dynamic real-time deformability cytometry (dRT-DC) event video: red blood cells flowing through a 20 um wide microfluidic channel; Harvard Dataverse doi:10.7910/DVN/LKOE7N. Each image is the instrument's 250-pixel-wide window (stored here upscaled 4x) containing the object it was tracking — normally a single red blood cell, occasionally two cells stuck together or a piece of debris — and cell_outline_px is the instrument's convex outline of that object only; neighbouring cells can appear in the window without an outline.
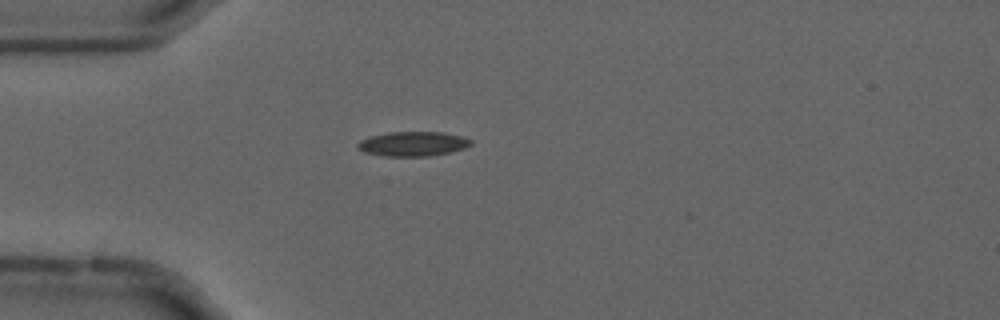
{"species": "common noctule bat (a hibernating species)", "species_latin": "Nyctalus noctula", "temperature_condition": "cold", "stored_images_in_passage": 55, "camera_frame_rate_fps": 3000, "um_per_image_px": 0.085, "animal": {"sex": "male", "forearm_length_mm": 52.5}, "frame": {"image": 1, "passage_image": 15, "time_ms": 4.667, "image_size_px": [1000, 320], "cell_outline_px": [[472, 144], [464, 148], [452, 152], [432, 156], [384, 156], [364, 152], [356, 148], [356, 144], [360, 140], [372, 136], [388, 132], [440, 132], [460, 136], [472, 140]], "centroid_in_image_um": [35.08, 12.23], "position_along_channel_um": 49.9, "area_um2": 16.24}}
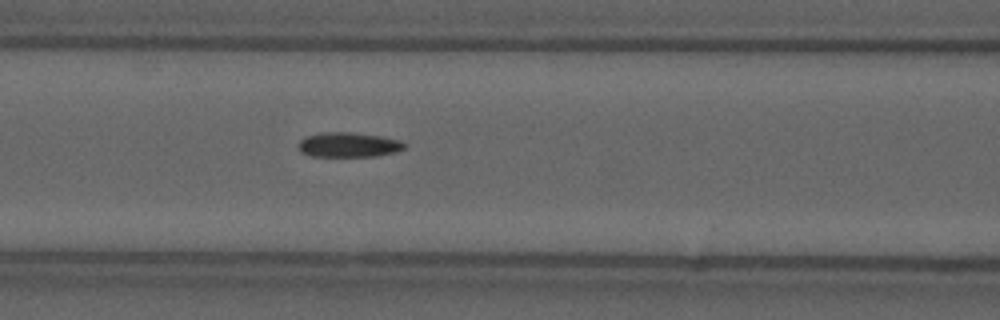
{"frame": {"image": 2, "passage_image": 23, "time_ms": 7.333, "image_size_px": [1000, 320], "cell_outline_px": [[408, 144], [404, 148], [396, 152], [376, 156], [312, 156], [300, 152], [296, 144], [300, 140], [308, 136], [320, 132], [352, 132], [380, 136], [400, 140]], "centroid_in_image_um": [29.62, 12.3], "position_along_channel_um": 137.0, "area_um2": 15.43}}
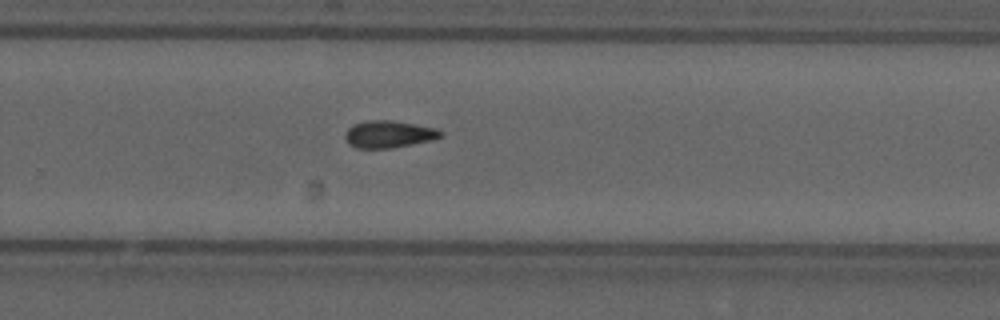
{"frame": {"image": 3, "passage_image": 36, "time_ms": 11.667, "image_size_px": [1000, 320], "cell_outline_px": [[444, 136], [412, 144], [392, 148], [356, 148], [348, 144], [344, 136], [348, 128], [352, 124], [368, 120], [392, 120], [436, 128], [444, 132]], "centroid_in_image_um": [33.02, 11.4], "position_along_channel_um": 296.8, "area_um2": 15.14}}